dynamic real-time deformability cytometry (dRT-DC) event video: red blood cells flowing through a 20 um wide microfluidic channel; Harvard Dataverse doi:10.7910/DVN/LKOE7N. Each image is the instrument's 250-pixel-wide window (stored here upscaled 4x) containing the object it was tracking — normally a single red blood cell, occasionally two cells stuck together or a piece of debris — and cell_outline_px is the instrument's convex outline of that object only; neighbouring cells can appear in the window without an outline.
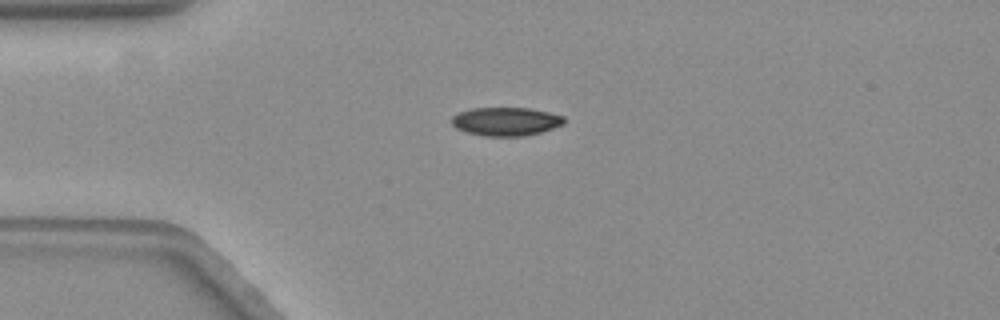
{"species": "common noctule bat (a hibernating species)", "species_latin": "Nyctalus noctula", "temperature_condition": "warm", "stored_images_in_passage": 45, "camera_frame_rate_fps": 3000, "um_per_image_px": 0.085, "animal": {"sex": "female", "body_mass_g": 19.3, "forearm_length_mm": 54.1}, "frame": {"image": 1, "passage_image": 1, "time_ms": 0.0, "image_size_px": [1000, 320], "cell_outline_px": [[564, 124], [540, 132], [524, 136], [484, 136], [468, 132], [456, 128], [452, 124], [452, 116], [460, 112], [472, 108], [528, 108], [548, 112], [564, 116]], "centroid_in_image_um": [43.0, 10.32], "position_along_channel_um": 42.0, "area_um2": 18.5}, "authors_computed_cell_mechanics": {"area_um2": 19.3052, "velocity_mm_per_s": 3.5566, "shape_relaxation_time_tau1_ms": 8.9725, "shape_relaxation_time_tau2_ms": null, "deformation_change_tau1": 0.1916, "deformation_change_tau2": null}}